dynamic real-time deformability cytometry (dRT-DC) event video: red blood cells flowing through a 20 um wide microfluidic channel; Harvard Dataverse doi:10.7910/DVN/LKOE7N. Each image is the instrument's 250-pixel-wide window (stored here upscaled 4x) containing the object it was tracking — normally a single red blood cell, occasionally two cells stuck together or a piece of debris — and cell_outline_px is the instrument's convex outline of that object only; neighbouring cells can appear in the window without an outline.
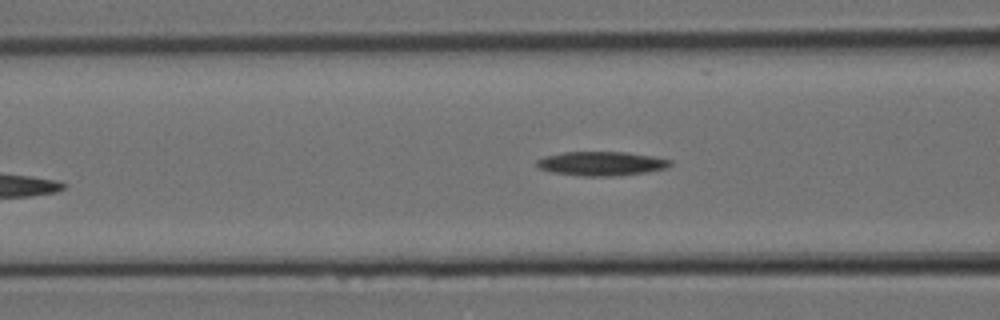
{"species": "Egyptian fruit bat (a non-hibernating species)", "species_latin": "Rousettus aegyptiacus", "temperature_condition": "room temperature", "stored_images_in_passage": 9, "segment_of_instrument_passage": [2, 2], "camera_frame_rate_fps": 3000, "um_per_image_px": 0.085, "animal": {"sex": "female"}, "frame": {"image": 1, "passage_image": 9, "time_ms": 2.667, "image_size_px": [1000, 320], "cell_outline_px": [[672, 164], [668, 168], [620, 176], [580, 176], [552, 172], [536, 168], [536, 160], [544, 156], [564, 152], [628, 152], [652, 156], [672, 160]], "centroid_in_image_um": [51.1, 13.9], "position_along_channel_um": 115.5, "area_um2": 18.96}}